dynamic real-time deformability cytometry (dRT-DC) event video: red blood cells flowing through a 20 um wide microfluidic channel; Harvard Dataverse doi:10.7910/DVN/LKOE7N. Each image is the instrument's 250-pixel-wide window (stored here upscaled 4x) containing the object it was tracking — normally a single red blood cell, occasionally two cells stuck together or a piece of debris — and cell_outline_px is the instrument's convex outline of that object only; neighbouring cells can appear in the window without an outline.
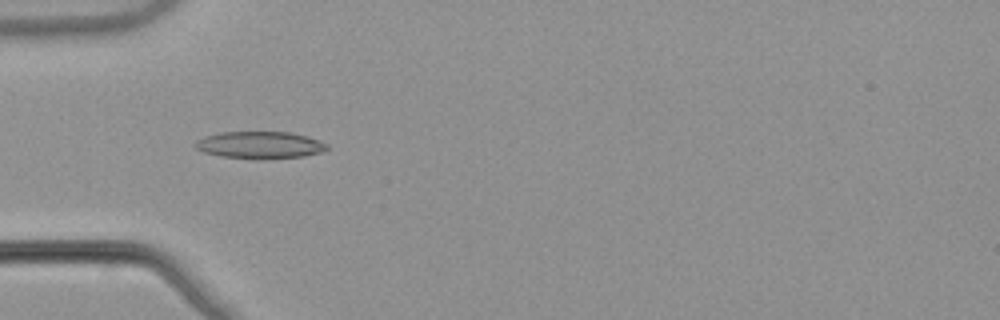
{"species": "common noctule bat (a hibernating species)", "species_latin": "Nyctalus noctula", "temperature_condition": "warm", "stored_images_in_passage": 53, "camera_frame_rate_fps": 3000, "um_per_image_px": 0.085, "animal": {"sex": "male", "body_mass_g": 21.5, "forearm_length_mm": 52.0}, "frame": {"image": 1, "passage_image": 17, "time_ms": 5.333, "image_size_px": [1000, 320], "cell_outline_px": [[328, 148], [320, 152], [304, 156], [264, 160], [252, 160], [220, 156], [204, 152], [196, 148], [192, 144], [196, 140], [204, 136], [220, 132], [288, 132], [304, 136], [328, 144]], "centroid_in_image_um": [22.02, 12.35], "position_along_channel_um": 63.0, "area_um2": 21.04}}
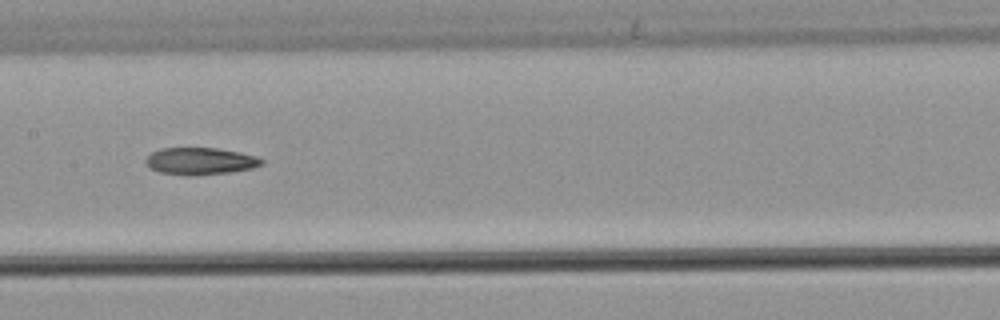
{"frame": {"image": 2, "passage_image": 27, "time_ms": 8.667, "image_size_px": [1000, 320], "cell_outline_px": [[264, 164], [252, 168], [228, 172], [192, 176], [184, 176], [160, 172], [152, 168], [144, 160], [152, 152], [160, 148], [216, 148], [240, 152], [256, 156], [264, 160]], "centroid_in_image_um": [17.04, 13.69], "position_along_channel_um": 190.4, "area_um2": 18.26}}
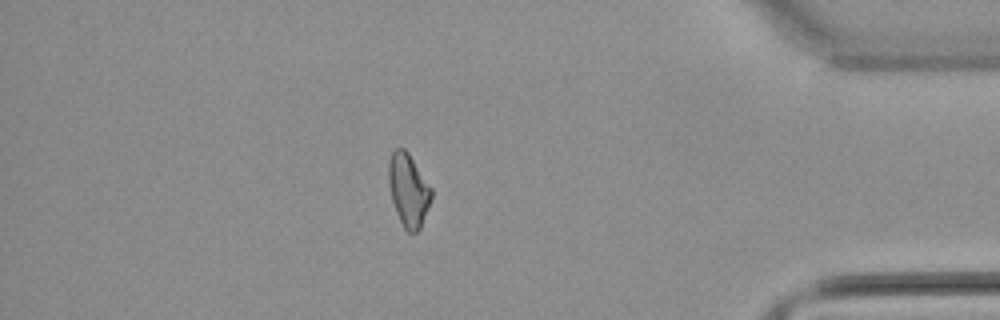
{"frame": {"image": 3, "passage_image": 46, "time_ms": 15.0, "image_size_px": [1000, 320], "cell_outline_px": [[432, 196], [428, 208], [420, 228], [416, 232], [408, 232], [404, 228], [396, 212], [392, 200], [388, 184], [388, 164], [392, 152], [396, 148], [404, 148], [408, 152], [432, 188]], "centroid_in_image_um": [34.71, 16.14], "position_along_channel_um": 400.5, "area_um2": 18.09}}